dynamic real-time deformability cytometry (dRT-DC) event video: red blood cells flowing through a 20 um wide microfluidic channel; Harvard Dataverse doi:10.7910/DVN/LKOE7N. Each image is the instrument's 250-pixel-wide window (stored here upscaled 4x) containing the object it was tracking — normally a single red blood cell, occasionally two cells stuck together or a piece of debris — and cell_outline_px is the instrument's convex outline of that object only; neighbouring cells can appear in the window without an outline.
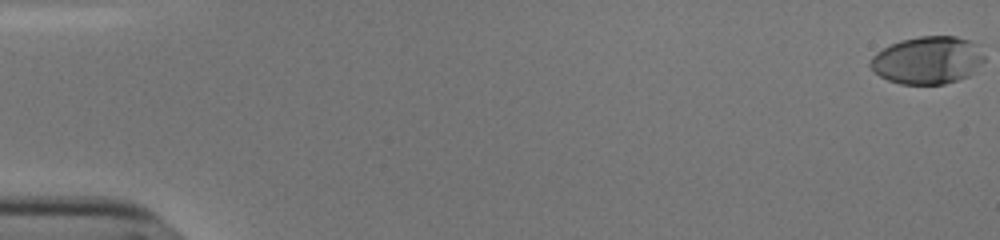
{"species": "human", "species_latin": "Homo sapiens", "temperature_condition": "cold", "stored_images_in_passage": 46, "camera_frame_rate_fps": 3000, "um_per_image_px": 0.085, "donor": {"sex": "male"}, "frame": {"image": 1, "passage_image": 1, "time_ms": 0.0, "image_size_px": [1000, 240], "cell_outline_px": [[984, 60], [968, 76], [944, 84], [900, 84], [888, 80], [880, 76], [868, 64], [872, 56], [876, 52], [900, 40], [920, 36], [956, 36], [972, 40], [976, 44], [984, 56]], "centroid_in_image_um": [78.83, 5.11], "position_along_channel_um": 6.2, "area_um2": 31.5}}
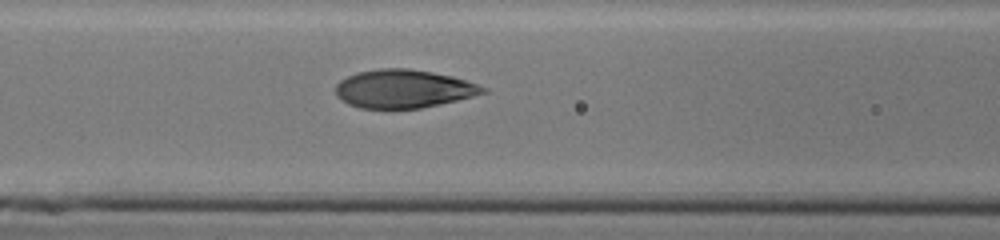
{"frame": {"image": 2, "passage_image": 25, "time_ms": 8.0, "image_size_px": [1000, 240], "cell_outline_px": [[488, 92], [440, 104], [420, 108], [360, 108], [348, 104], [336, 96], [336, 84], [340, 80], [348, 76], [360, 72], [380, 68], [408, 68], [432, 72], [452, 76], [488, 88]], "centroid_in_image_um": [34.29, 7.55], "position_along_channel_um": 132.3, "area_um2": 32.66}}
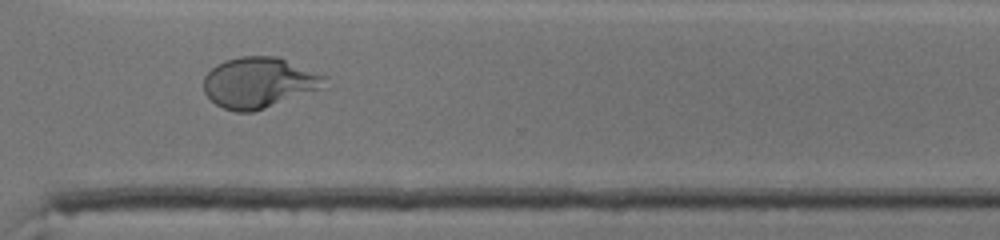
{"frame": {"image": 3, "passage_image": 42, "time_ms": 13.667, "image_size_px": [1000, 240], "cell_outline_px": [[324, 88], [252, 112], [236, 112], [224, 108], [216, 104], [204, 92], [204, 76], [216, 64], [224, 60], [240, 56], [276, 56], [324, 76]], "centroid_in_image_um": [21.96, 7.02], "position_along_channel_um": 348.6, "area_um2": 35.32}, "authors_computed_cell_mechanics": {"area_um2": 33.0905, "velocity_mm_per_s": 3.8192, "shape_relaxation_time_tau1_ms": 4.9067, "shape_relaxation_time_tau2_ms": null, "deformation_change_tau1": 0.2195, "deformation_change_tau2": null}}